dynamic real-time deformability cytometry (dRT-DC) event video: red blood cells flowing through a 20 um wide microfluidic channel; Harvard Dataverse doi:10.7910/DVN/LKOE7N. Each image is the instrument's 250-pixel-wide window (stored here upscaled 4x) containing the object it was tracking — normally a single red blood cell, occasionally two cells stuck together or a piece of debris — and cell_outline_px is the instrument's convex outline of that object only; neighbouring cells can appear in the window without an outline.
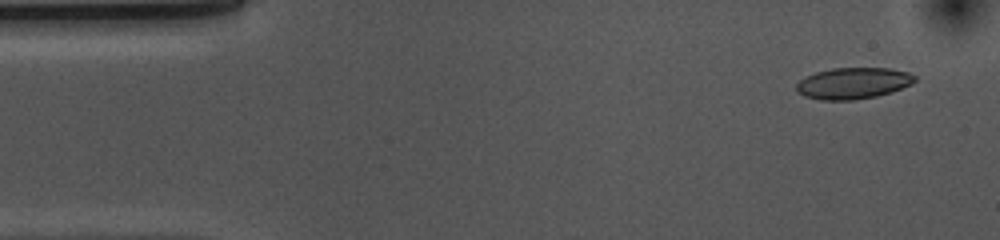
{"species": "common noctule bat (a hibernating species)", "species_latin": "Nyctalus noctula", "temperature_condition": "cold", "stored_images_in_passage": 44, "camera_frame_rate_fps": 3000, "um_per_image_px": 0.085, "animal": {"sex": "female", "body_mass_g": 10.0, "forearm_length_mm": 53.1}, "frame": {"image": 1, "passage_image": 3, "time_ms": 0.667, "image_size_px": [1000, 240], "cell_outline_px": [[916, 80], [912, 84], [892, 92], [876, 96], [852, 100], [820, 100], [804, 96], [796, 92], [796, 84], [804, 76], [816, 72], [832, 68], [892, 68], [908, 72], [916, 76]], "centroid_in_image_um": [72.51, 7.07], "position_along_channel_um": 12.5, "area_um2": 21.85}}
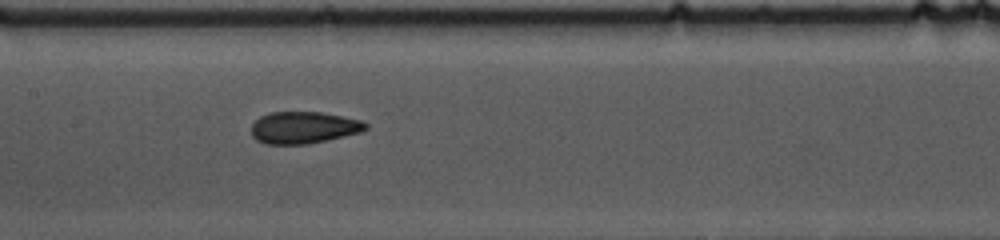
{"frame": {"image": 2, "passage_image": 24, "time_ms": 7.667, "image_size_px": [1000, 240], "cell_outline_px": [[368, 128], [360, 132], [328, 140], [308, 144], [264, 144], [256, 140], [252, 136], [252, 124], [260, 116], [272, 112], [320, 112], [360, 120], [368, 124]], "centroid_in_image_um": [25.79, 10.85], "position_along_channel_um": 181.6, "area_um2": 21.21}}
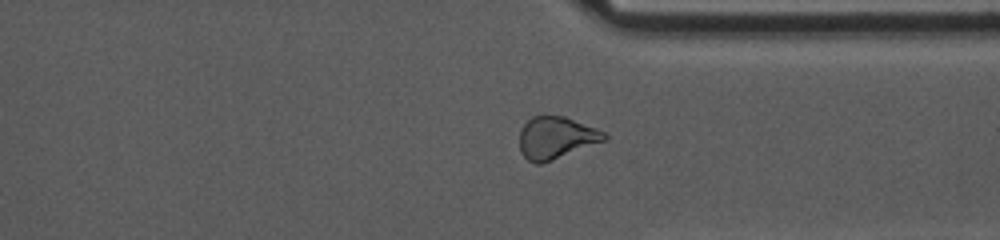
{"frame": {"image": 3, "passage_image": 39, "time_ms": 12.667, "image_size_px": [1000, 240], "cell_outline_px": [[608, 140], [552, 160], [540, 164], [536, 164], [528, 160], [520, 152], [520, 128], [532, 116], [564, 116], [596, 128], [604, 132], [608, 136]], "centroid_in_image_um": [47.28, 11.71], "position_along_channel_um": 364.1, "area_um2": 20.87}, "authors_computed_cell_mechanics": {"area_um2": 21.5594, "velocity_mm_per_s": 3.6806, "shape_relaxation_time_tau1_ms": 8.0165, "shape_relaxation_time_tau2_ms": 2.626, "deformation_change_tau1": 0.1617, "deformation_change_tau2": 0.0784}}